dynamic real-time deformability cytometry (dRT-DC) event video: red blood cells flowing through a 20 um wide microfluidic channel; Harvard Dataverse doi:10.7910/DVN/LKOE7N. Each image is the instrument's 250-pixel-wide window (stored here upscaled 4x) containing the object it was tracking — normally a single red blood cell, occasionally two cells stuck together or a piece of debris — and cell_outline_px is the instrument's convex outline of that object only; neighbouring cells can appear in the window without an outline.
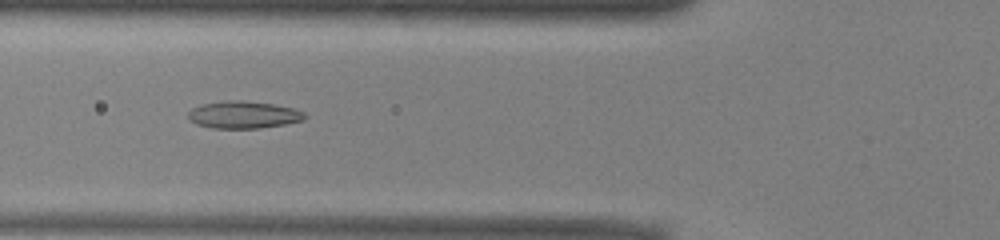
{"species": "common noctule bat (a hibernating species)", "species_latin": "Nyctalus noctula", "temperature_condition": "warm", "stored_images_in_passage": 52, "camera_frame_rate_fps": 3000, "um_per_image_px": 0.085, "animal": {"sex": "male", "body_mass_g": 13.0, "forearm_length_mm": 53.1}, "frame": {"image": 1, "passage_image": 19, "time_ms": 6.0, "image_size_px": [1000, 240], "cell_outline_px": [[308, 116], [304, 120], [284, 124], [260, 128], [212, 128], [196, 124], [188, 116], [188, 112], [192, 108], [200, 104], [228, 100], [240, 100], [272, 104], [292, 108], [304, 112]], "centroid_in_image_um": [20.69, 9.75], "position_along_channel_um": 105.1, "area_um2": 18.44}}
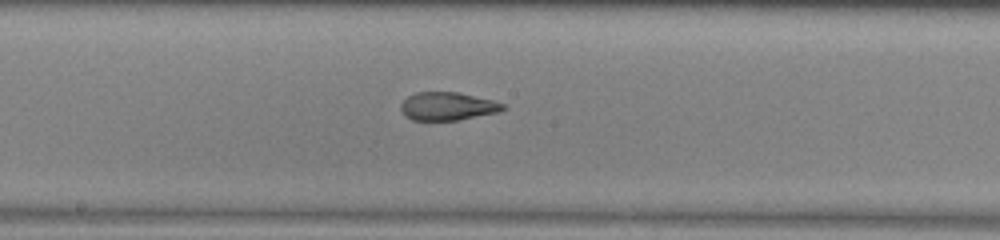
{"frame": {"image": 2, "passage_image": 27, "time_ms": 8.667, "image_size_px": [1000, 240], "cell_outline_px": [[508, 108], [500, 112], [456, 120], [412, 120], [404, 116], [400, 108], [400, 104], [408, 96], [416, 92], [456, 92], [492, 100], [504, 104]], "centroid_in_image_um": [38.03, 9.04], "position_along_channel_um": 210.2, "area_um2": 16.76}}
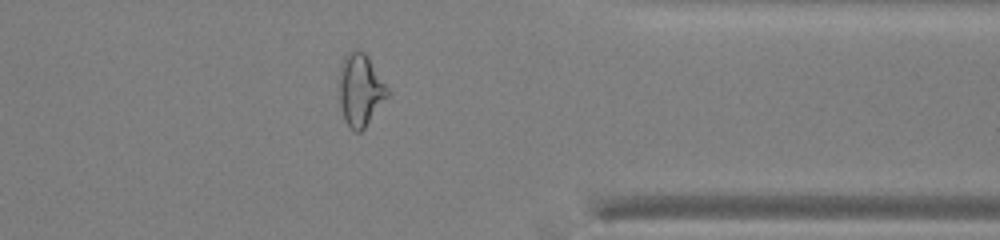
{"frame": {"image": 3, "passage_image": 41, "time_ms": 13.333, "image_size_px": [1000, 240], "cell_outline_px": [[388, 96], [364, 128], [360, 132], [356, 132], [344, 120], [340, 108], [340, 68], [344, 56], [352, 48], [360, 48], [368, 56], [388, 88]], "centroid_in_image_um": [30.62, 7.6], "position_along_channel_um": 380.8, "area_um2": 20.23}, "authors_computed_cell_mechanics": {"area_um2": 19.0451, "velocity_mm_per_s": 3.9362, "shape_relaxation_time_tau1_ms": 11.1926, "shape_relaxation_time_tau2_ms": 1.401, "deformation_change_tau1": 0.3033, "deformation_change_tau2": 0.0927}}